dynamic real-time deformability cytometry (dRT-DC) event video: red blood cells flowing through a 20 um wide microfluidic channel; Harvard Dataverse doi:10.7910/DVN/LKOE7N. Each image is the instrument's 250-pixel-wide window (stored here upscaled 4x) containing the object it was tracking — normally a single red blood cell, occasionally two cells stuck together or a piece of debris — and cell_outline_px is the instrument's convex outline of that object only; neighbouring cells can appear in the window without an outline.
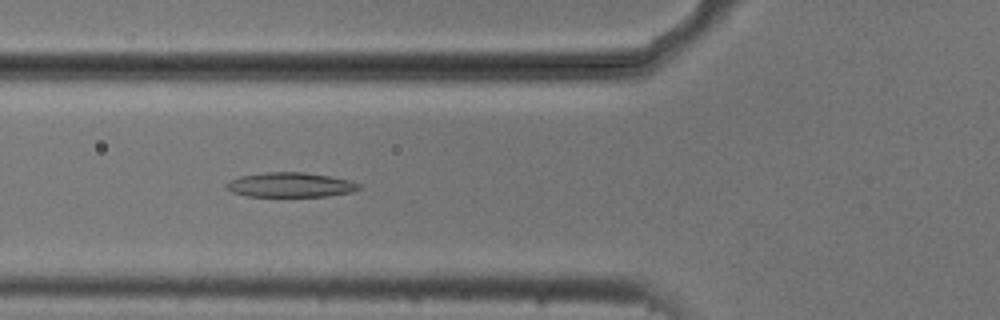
{"species": "common noctule bat (a hibernating species)", "species_latin": "Nyctalus noctula", "temperature_condition": "cold", "stored_images_in_passage": 53, "camera_frame_rate_fps": 3000, "um_per_image_px": 0.085, "animal": {"sex": "male", "body_mass_g": 20.5, "forearm_length_mm": 52.5}, "frame": {"image": 1, "passage_image": 19, "time_ms": 6.0, "image_size_px": [1000, 320], "cell_outline_px": [[360, 188], [352, 192], [328, 196], [248, 196], [232, 192], [224, 188], [224, 184], [240, 176], [264, 172], [304, 172], [352, 180], [360, 184]], "centroid_in_image_um": [24.68, 15.71], "position_along_channel_um": 101.1, "area_um2": 19.07}}
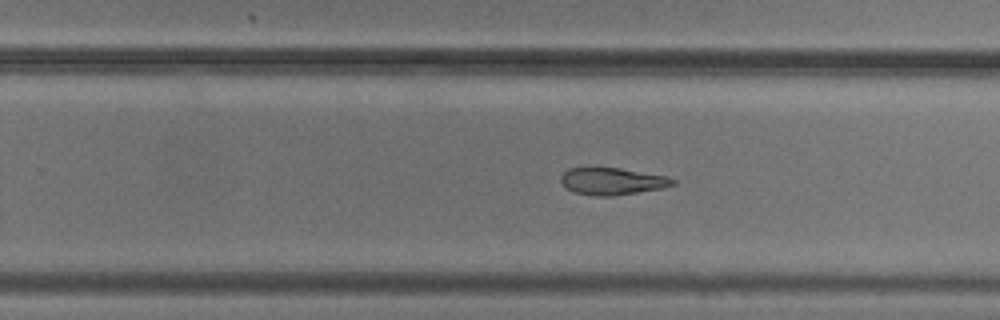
{"frame": {"image": 2, "passage_image": 33, "time_ms": 10.667, "image_size_px": [1000, 320], "cell_outline_px": [[676, 184], [660, 188], [612, 196], [596, 196], [576, 192], [564, 188], [560, 180], [560, 176], [568, 168], [620, 168], [664, 176], [676, 180]], "centroid_in_image_um": [51.98, 15.41], "position_along_channel_um": 277.8, "area_um2": 17.4}}
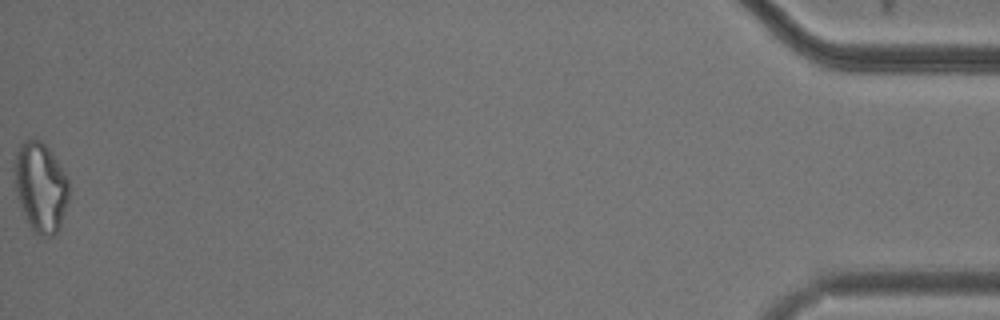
{"frame": {"image": 3, "passage_image": 53, "time_ms": 17.333, "image_size_px": [1000, 320], "cell_outline_px": [[68, 204], [60, 228], [56, 236], [44, 236], [36, 232], [32, 228], [20, 208], [16, 196], [12, 168], [16, 152], [20, 144], [24, 140], [40, 140], [52, 152], [64, 172], [68, 180]], "centroid_in_image_um": [3.43, 15.91], "position_along_channel_um": 431.8, "area_um2": 28.84}}